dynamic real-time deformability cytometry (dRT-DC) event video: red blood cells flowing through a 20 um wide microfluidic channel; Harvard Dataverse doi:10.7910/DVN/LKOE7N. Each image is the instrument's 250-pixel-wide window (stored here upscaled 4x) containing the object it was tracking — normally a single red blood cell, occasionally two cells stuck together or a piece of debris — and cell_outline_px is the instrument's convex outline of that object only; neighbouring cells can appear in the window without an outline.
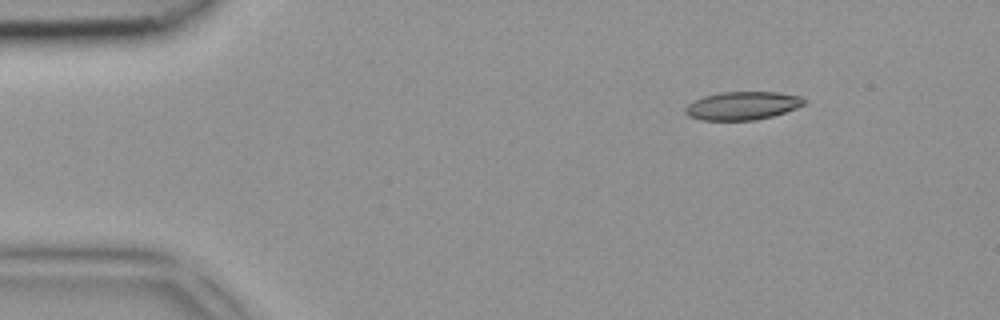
{"species": "common noctule bat (a hibernating species)", "species_latin": "Nyctalus noctula", "temperature_condition": "room temperature", "stored_images_in_passage": 3, "camera_frame_rate_fps": 3000, "um_per_image_px": 0.085, "animal": {"sex": "female", "body_mass_g": 18.4}, "frame": {"image": 1, "passage_image": 1, "time_ms": 0.0, "image_size_px": [1000, 320], "cell_outline_px": [[808, 100], [804, 104], [796, 108], [772, 116], [756, 120], [700, 120], [688, 116], [684, 112], [684, 108], [688, 104], [704, 96], [720, 92], [776, 92], [800, 96]], "centroid_in_image_um": [63.1, 8.98], "position_along_channel_um": 21.9, "area_um2": 19.54}}
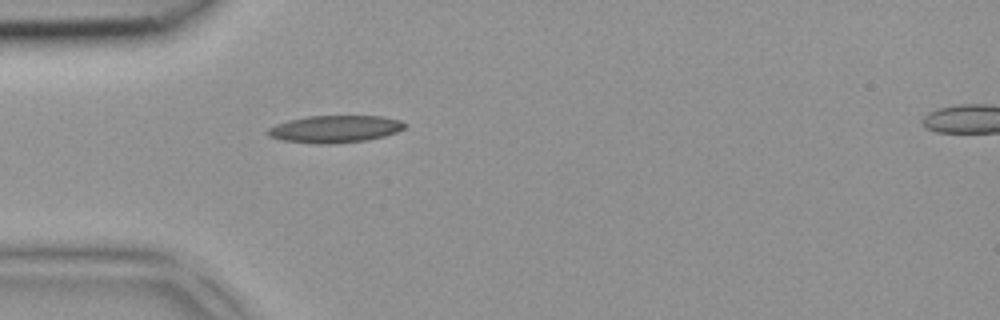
{"frame": {"image": 2, "passage_image": 3, "time_ms": 0.667, "image_size_px": [1000, 320], "cell_outline_px": [[408, 124], [404, 128], [396, 132], [384, 136], [368, 140], [328, 144], [316, 144], [284, 140], [268, 136], [268, 128], [276, 124], [288, 120], [308, 116], [380, 116], [400, 120]], "centroid_in_image_um": [28.48, 10.96], "position_along_channel_um": 56.5, "area_um2": 21.68}}